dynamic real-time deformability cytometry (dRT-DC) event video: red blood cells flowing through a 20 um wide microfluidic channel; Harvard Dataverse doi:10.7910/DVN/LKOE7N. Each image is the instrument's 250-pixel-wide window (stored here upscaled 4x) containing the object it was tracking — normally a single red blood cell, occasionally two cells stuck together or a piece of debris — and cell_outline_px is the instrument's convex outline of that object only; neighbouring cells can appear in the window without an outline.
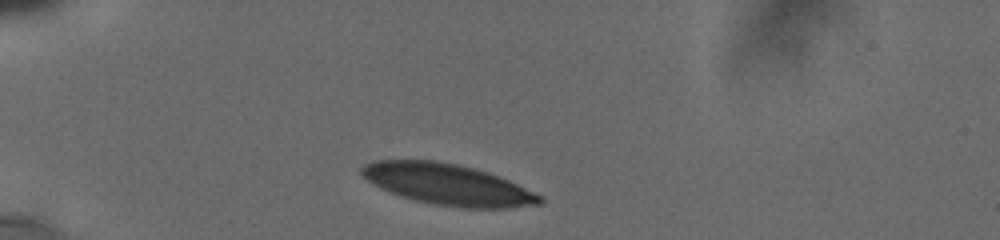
{"species": "human", "species_latin": "Homo sapiens", "temperature_condition": "cold", "stored_images_in_passage": 35, "camera_frame_rate_fps": 3000, "um_per_image_px": 0.085, "donor": {"sex": "male"}, "frame": {"image": 1, "passage_image": 1, "time_ms": 0.0, "image_size_px": [1000, 240], "cell_outline_px": [[544, 204], [508, 208], [460, 208], [432, 204], [412, 200], [388, 192], [372, 184], [360, 176], [360, 168], [364, 164], [372, 160], [432, 160], [456, 164], [488, 172], [508, 180], [544, 196]], "centroid_in_image_um": [38.03, 15.69], "position_along_channel_um": 47.0, "area_um2": 43.12}}
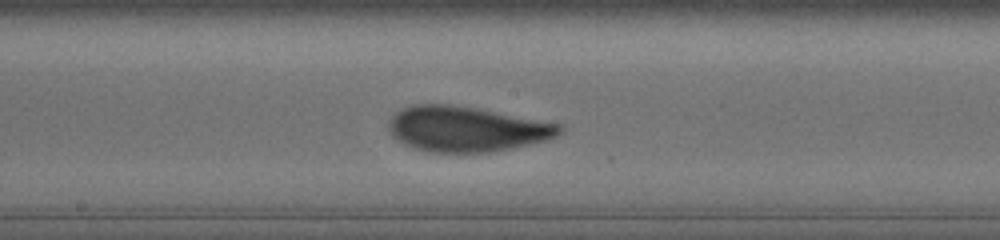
{"frame": {"image": 2, "passage_image": 17, "time_ms": 5.333, "image_size_px": [1000, 240], "cell_outline_px": [[564, 132], [548, 140], [512, 148], [492, 152], [428, 152], [404, 144], [396, 140], [392, 136], [388, 128], [388, 124], [392, 116], [396, 112], [412, 104], [448, 104], [476, 108], [564, 124]], "centroid_in_image_um": [39.68, 10.96], "position_along_channel_um": 208.5, "area_um2": 45.32}}
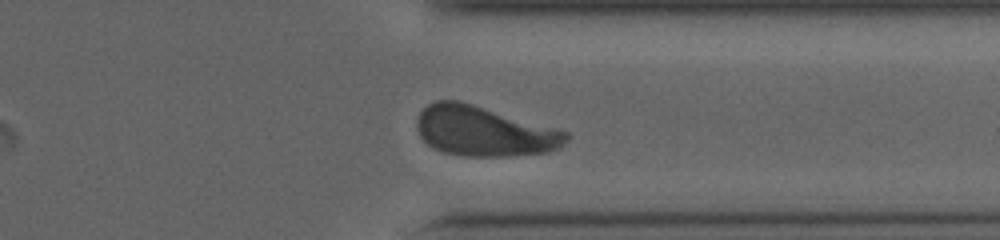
{"frame": {"image": 3, "passage_image": 31, "time_ms": 9.667, "image_size_px": [1000, 240], "cell_outline_px": [[568, 140], [560, 148], [548, 152], [512, 156], [460, 156], [440, 152], [432, 148], [420, 136], [416, 128], [416, 124], [420, 112], [428, 104], [436, 100], [460, 100], [568, 132]], "centroid_in_image_um": [41.11, 11.16], "position_along_channel_um": 370.3, "area_um2": 43.64}, "authors_computed_cell_mechanics": {"area_um2": 44.3326, "velocity_mm_per_s": 3.7436, "shape_relaxation_time_tau1_ms": 4.7959, "shape_relaxation_time_tau2_ms": 0.8206, "deformation_change_tau1": 0.1749, "deformation_change_tau2": 0.0616}}